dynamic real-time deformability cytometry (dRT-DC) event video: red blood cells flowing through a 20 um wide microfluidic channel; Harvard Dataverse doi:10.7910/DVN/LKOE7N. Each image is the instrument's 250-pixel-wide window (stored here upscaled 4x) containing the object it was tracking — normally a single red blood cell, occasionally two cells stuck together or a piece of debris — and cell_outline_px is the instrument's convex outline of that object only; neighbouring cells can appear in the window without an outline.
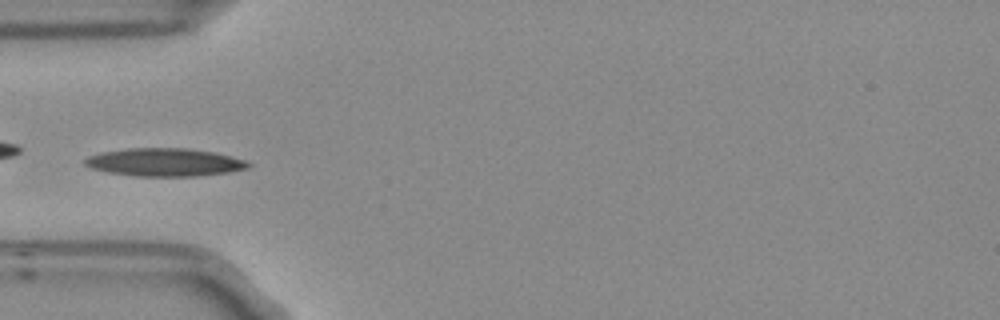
{"species": "Egyptian fruit bat (a non-hibernating species)", "species_latin": "Rousettus aegyptiacus", "temperature_condition": "room temperature", "stored_images_in_passage": 7, "camera_frame_rate_fps": 3000, "um_per_image_px": 0.085, "frame": {"image": 1, "passage_image": 4, "time_ms": 1.0, "image_size_px": [1000, 320], "cell_outline_px": [[252, 164], [248, 168], [232, 172], [196, 176], [132, 176], [108, 172], [92, 168], [84, 164], [84, 160], [88, 156], [104, 152], [128, 148], [188, 148], [212, 152], [244, 160]], "centroid_in_image_um": [14.0, 13.8], "position_along_channel_um": 71.0, "area_um2": 26.53}}